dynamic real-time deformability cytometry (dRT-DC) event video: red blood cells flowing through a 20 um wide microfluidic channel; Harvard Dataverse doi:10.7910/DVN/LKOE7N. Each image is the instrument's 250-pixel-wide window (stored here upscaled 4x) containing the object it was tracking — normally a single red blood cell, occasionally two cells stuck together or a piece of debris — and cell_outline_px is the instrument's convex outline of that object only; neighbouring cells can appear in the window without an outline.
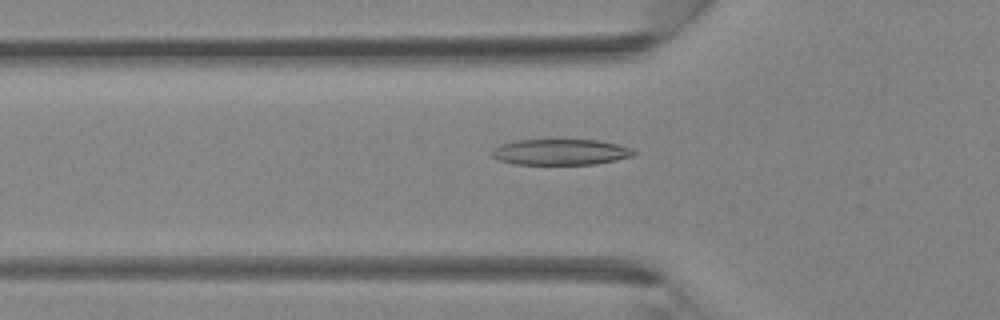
{"species": "Egyptian fruit bat (a non-hibernating species)", "species_latin": "Rousettus aegyptiacus", "temperature_condition": "room temperature", "stored_images_in_passage": 41, "segment_of_instrument_passage": [1, 2], "camera_frame_rate_fps": 3000, "um_per_image_px": 0.085, "animal": {"sex": "female"}, "frame": {"image": 1, "passage_image": 14, "time_ms": 4.333, "image_size_px": [1000, 320], "cell_outline_px": [[636, 152], [632, 156], [616, 160], [596, 164], [512, 164], [500, 160], [492, 156], [488, 152], [492, 148], [500, 144], [516, 140], [596, 140], [616, 144], [628, 148]], "centroid_in_image_um": [47.56, 12.92], "position_along_channel_um": 78.2, "area_um2": 21.33}}
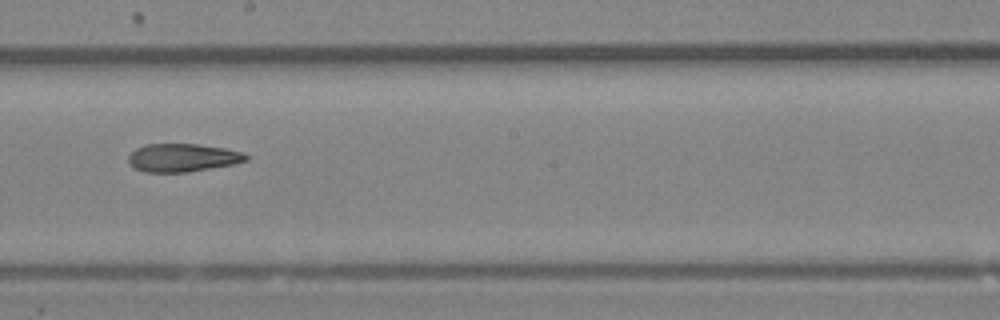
{"frame": {"image": 2, "passage_image": 23, "time_ms": 7.333, "image_size_px": [1000, 320], "cell_outline_px": [[248, 160], [236, 164], [188, 172], [144, 172], [136, 168], [128, 160], [128, 156], [136, 148], [144, 144], [196, 144], [224, 148], [244, 152], [248, 156]], "centroid_in_image_um": [15.56, 13.4], "position_along_channel_um": 232.6, "area_um2": 19.31}}
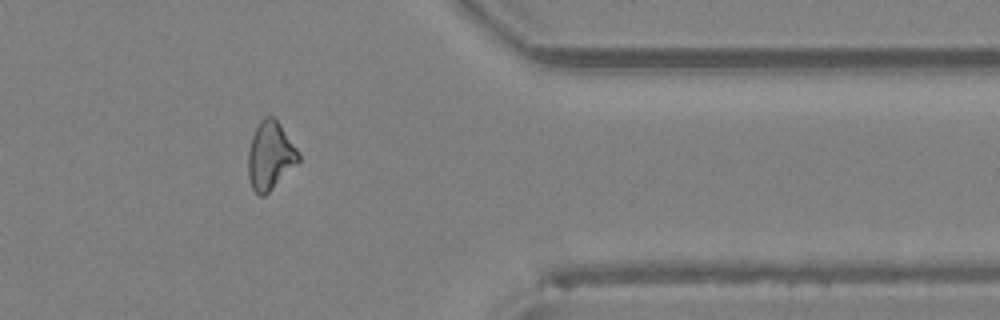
{"frame": {"image": 3, "passage_image": 33, "time_ms": 10.667, "image_size_px": [1000, 320], "cell_outline_px": [[300, 160], [264, 196], [260, 196], [252, 188], [248, 176], [248, 152], [252, 136], [260, 120], [264, 116], [272, 116], [280, 124], [300, 152]], "centroid_in_image_um": [22.96, 13.21], "position_along_channel_um": 388.4, "area_um2": 19.77}}